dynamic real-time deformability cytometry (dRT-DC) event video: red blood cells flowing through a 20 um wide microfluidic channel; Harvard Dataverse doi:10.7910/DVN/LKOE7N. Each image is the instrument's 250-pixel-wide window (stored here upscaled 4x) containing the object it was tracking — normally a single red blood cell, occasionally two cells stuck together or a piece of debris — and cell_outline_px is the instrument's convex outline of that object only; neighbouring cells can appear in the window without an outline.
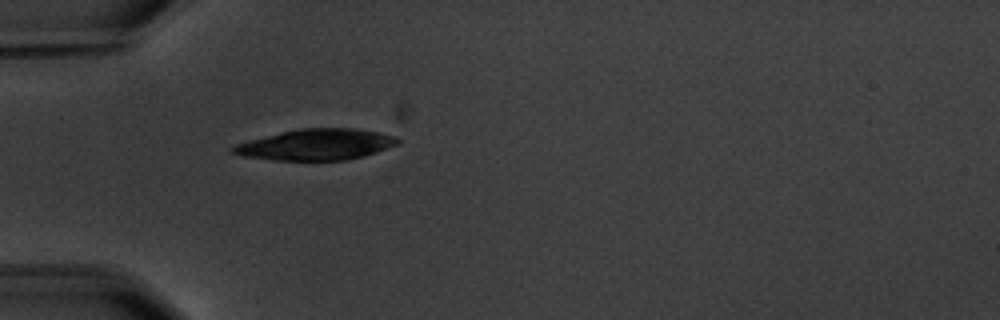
{"species": "common noctule bat (a hibernating species)", "species_latin": "Nyctalus noctula", "temperature_condition": "warm", "stored_images_in_passage": 1, "camera_frame_rate_fps": 3000, "um_per_image_px": 0.085, "animal": {"sex": "male", "body_mass_g": 20.1, "forearm_length_mm": 53.5}, "frame": {"image": 1, "passage_image": 1, "time_ms": 0.0, "image_size_px": [1000, 320], "cell_outline_px": [[400, 140], [396, 144], [376, 152], [364, 156], [348, 160], [272, 160], [244, 156], [228, 152], [228, 148], [236, 144], [248, 140], [280, 132], [300, 128], [356, 128], [396, 136]], "centroid_in_image_um": [26.81, 12.29], "position_along_channel_um": 58.2, "area_um2": 29.82}}